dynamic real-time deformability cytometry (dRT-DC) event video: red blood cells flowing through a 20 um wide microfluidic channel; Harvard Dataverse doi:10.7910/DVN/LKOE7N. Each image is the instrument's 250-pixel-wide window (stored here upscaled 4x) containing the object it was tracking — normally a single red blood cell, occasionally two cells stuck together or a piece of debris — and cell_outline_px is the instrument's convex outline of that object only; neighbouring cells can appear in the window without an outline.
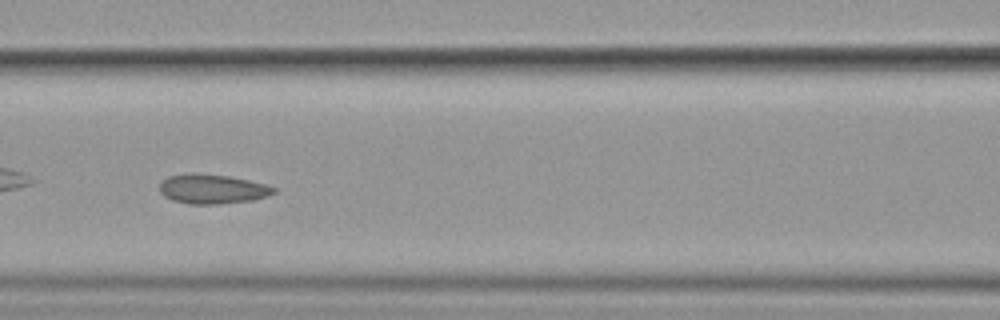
{"species": "common noctule bat (a hibernating species)", "species_latin": "Nyctalus noctula", "temperature_condition": "cold", "stored_images_in_passage": 13, "camera_frame_rate_fps": 3000, "um_per_image_px": 0.085, "animal": {"sex": "female", "body_mass_g": 19.9}, "frame": {"image": 1, "passage_image": 6, "time_ms": 6.667, "image_size_px": [1000, 320], "cell_outline_px": [[276, 192], [268, 196], [252, 200], [220, 204], [188, 204], [172, 200], [164, 196], [160, 192], [160, 184], [168, 176], [228, 176], [248, 180], [264, 184], [276, 188]], "centroid_in_image_um": [18.1, 16.12], "position_along_channel_um": 148.5, "area_um2": 18.79}}
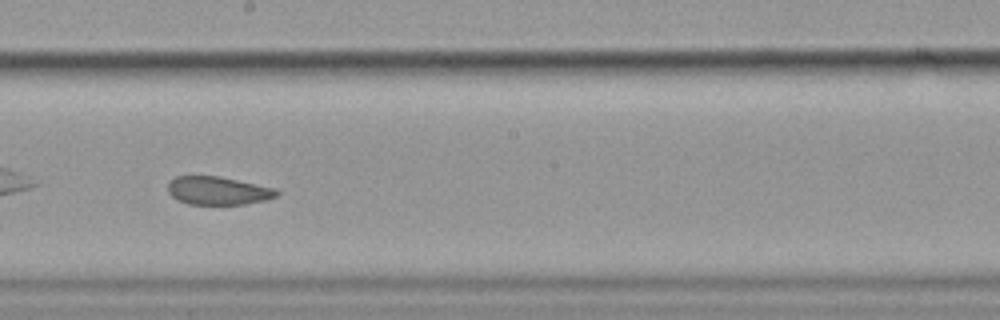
{"frame": {"image": 2, "passage_image": 8, "time_ms": 9.0, "image_size_px": [1000, 320], "cell_outline_px": [[280, 192], [276, 196], [264, 200], [244, 204], [188, 204], [176, 200], [168, 192], [168, 184], [176, 176], [220, 176], [272, 188]], "centroid_in_image_um": [18.48, 16.21], "position_along_channel_um": 229.7, "area_um2": 17.63}}
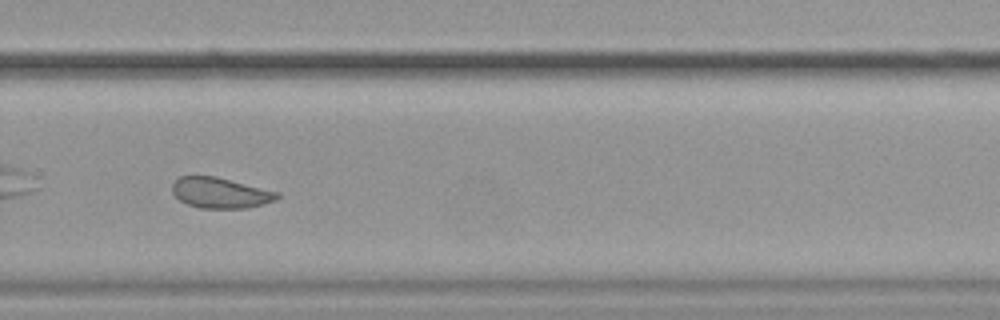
{"frame": {"image": 3, "passage_image": 10, "time_ms": 11.333, "image_size_px": [1000, 320], "cell_outline_px": [[280, 196], [276, 200], [264, 204], [248, 208], [200, 208], [188, 204], [180, 200], [172, 192], [172, 184], [180, 176], [216, 176], [280, 192]], "centroid_in_image_um": [18.76, 16.39], "position_along_channel_um": 311.0, "area_um2": 18.79}, "authors_computed_cell_mechanics": {"area_um2": 19.5942, "velocity_mm_per_s": 3.4965, "shape_relaxation_time_tau1_ms": 10.0725, "shape_relaxation_time_tau2_ms": 2.0533, "deformation_change_tau1": 0.1085, "deformation_change_tau2": 0.0455}}